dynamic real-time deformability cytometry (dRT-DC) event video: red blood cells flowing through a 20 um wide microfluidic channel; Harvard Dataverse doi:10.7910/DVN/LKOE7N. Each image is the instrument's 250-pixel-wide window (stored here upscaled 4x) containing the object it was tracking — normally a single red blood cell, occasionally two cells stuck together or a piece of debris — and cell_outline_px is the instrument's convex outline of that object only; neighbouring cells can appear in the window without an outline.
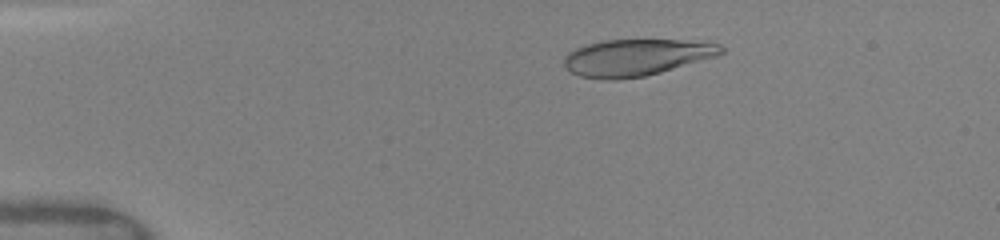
{"species": "human", "species_latin": "Homo sapiens", "temperature_condition": "warm", "stored_images_in_passage": 11, "camera_frame_rate_fps": 3000, "um_per_image_px": 0.085, "donor": {"sex": "female"}, "frame": {"image": 1, "passage_image": 5, "time_ms": 2.667, "image_size_px": [1000, 240], "cell_outline_px": [[724, 52], [720, 56], [660, 72], [644, 76], [616, 80], [604, 80], [580, 76], [572, 72], [564, 64], [564, 56], [568, 52], [576, 48], [588, 44], [604, 40], [680, 40], [720, 44], [724, 48]], "centroid_in_image_um": [54.11, 4.89], "position_along_channel_um": 30.9, "area_um2": 33.58}}
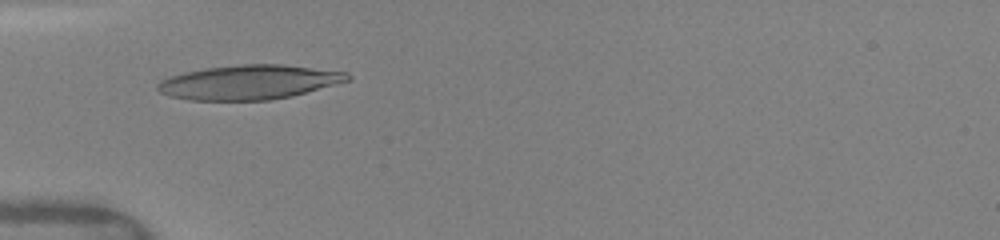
{"frame": {"image": 2, "passage_image": 10, "time_ms": 5.0, "image_size_px": [1000, 240], "cell_outline_px": [[352, 80], [292, 96], [272, 100], [188, 100], [168, 96], [160, 92], [156, 88], [156, 84], [160, 80], [184, 72], [204, 68], [240, 64], [280, 64], [348, 72], [352, 76]], "centroid_in_image_um": [21.17, 6.99], "position_along_channel_um": 63.8, "area_um2": 38.32}}